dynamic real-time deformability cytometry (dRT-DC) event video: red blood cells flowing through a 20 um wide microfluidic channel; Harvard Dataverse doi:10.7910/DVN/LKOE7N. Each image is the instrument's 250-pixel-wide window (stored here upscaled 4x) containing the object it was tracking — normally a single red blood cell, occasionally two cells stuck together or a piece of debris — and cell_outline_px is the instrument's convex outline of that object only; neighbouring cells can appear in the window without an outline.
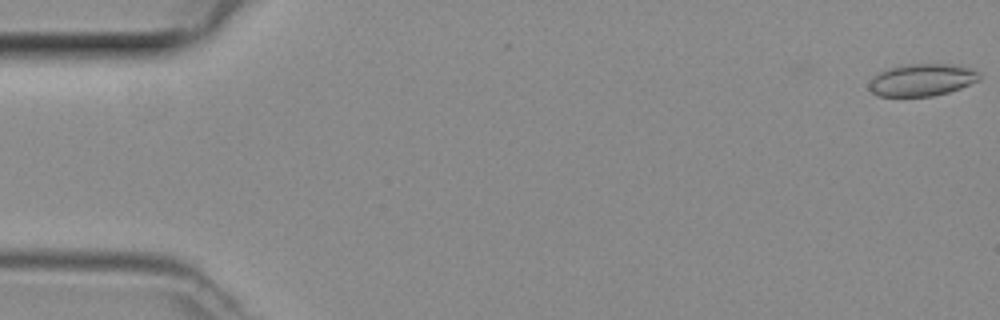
{"species": "common noctule bat (a hibernating species)", "species_latin": "Nyctalus noctula", "temperature_condition": "room temperature", "stored_images_in_passage": 46, "camera_frame_rate_fps": 3000, "um_per_image_px": 0.085, "animal": {"sex": "female", "body_mass_g": 29.2, "forearm_length_mm": 56.3}, "frame": {"image": 1, "passage_image": 1, "time_ms": 0.0, "image_size_px": [1000, 320], "cell_outline_px": [[980, 80], [960, 88], [948, 92], [932, 96], [880, 96], [872, 92], [868, 88], [868, 84], [880, 72], [900, 64], [944, 64], [968, 68], [976, 72], [980, 76]], "centroid_in_image_um": [78.34, 6.8], "position_along_channel_um": 6.7, "area_um2": 20.35}}
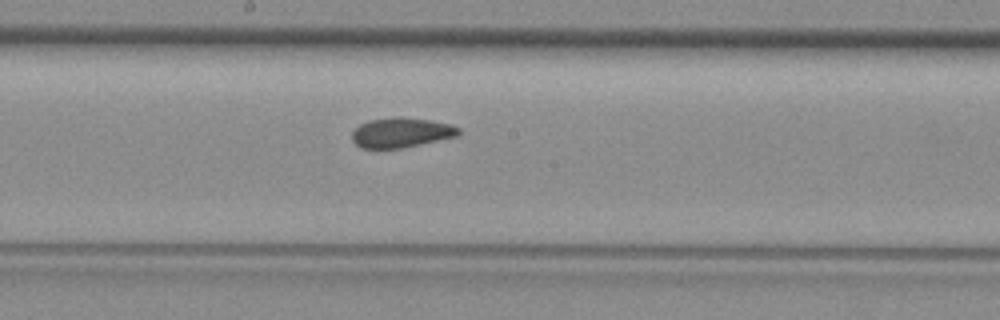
{"frame": {"image": 2, "passage_image": 26, "time_ms": 8.333, "image_size_px": [1000, 320], "cell_outline_px": [[460, 132], [456, 136], [420, 144], [400, 148], [360, 148], [352, 140], [352, 132], [360, 124], [368, 120], [428, 120], [452, 124], [460, 128]], "centroid_in_image_um": [34.09, 11.32], "position_along_channel_um": 214.1, "area_um2": 17.57}}
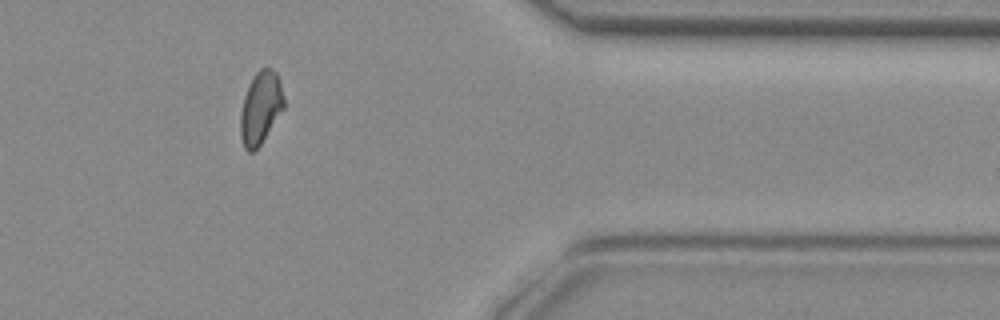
{"frame": {"image": 3, "passage_image": 40, "time_ms": 13.0, "image_size_px": [1000, 320], "cell_outline_px": [[284, 108], [260, 144], [252, 152], [248, 152], [244, 148], [240, 136], [240, 116], [244, 96], [256, 72], [260, 68], [268, 68], [276, 72], [284, 96]], "centroid_in_image_um": [22.14, 9.18], "position_along_channel_um": 389.3, "area_um2": 18.03}}